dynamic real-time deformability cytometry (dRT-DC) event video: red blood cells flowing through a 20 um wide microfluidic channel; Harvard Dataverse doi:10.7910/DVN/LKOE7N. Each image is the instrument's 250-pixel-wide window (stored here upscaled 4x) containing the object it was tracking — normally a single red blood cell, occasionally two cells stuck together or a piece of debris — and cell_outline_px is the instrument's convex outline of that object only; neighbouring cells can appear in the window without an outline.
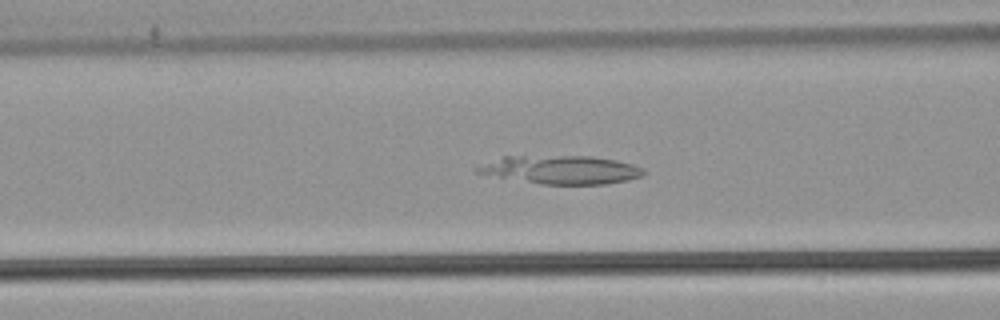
{"species": "common noctule bat (a hibernating species)", "species_latin": "Nyctalus noctula", "temperature_condition": "warm", "stored_images_in_passage": 54, "camera_frame_rate_fps": 3000, "um_per_image_px": 0.085, "animal": {"sex": "male", "body_mass_g": 21.5, "forearm_length_mm": 52.0}, "frame": {"image": 1, "passage_image": 23, "time_ms": 7.333, "image_size_px": [1000, 320], "cell_outline_px": [[644, 176], [628, 180], [608, 184], [540, 184], [476, 172], [472, 168], [504, 156], [588, 156], [616, 160], [632, 164], [644, 168]], "centroid_in_image_um": [47.74, 14.43], "position_along_channel_um": 118.9, "area_um2": 27.28}}
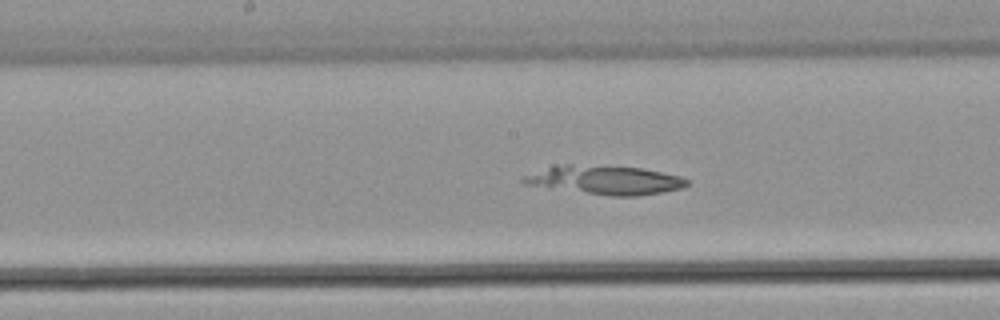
{"frame": {"image": 2, "passage_image": 29, "time_ms": 9.333, "image_size_px": [1000, 320], "cell_outline_px": [[688, 184], [684, 188], [636, 196], [612, 196], [548, 188], [524, 184], [520, 180], [520, 176], [556, 164], [572, 164], [640, 168], [680, 176], [688, 180]], "centroid_in_image_um": [51.34, 15.3], "position_along_channel_um": 196.9, "area_um2": 27.51}}
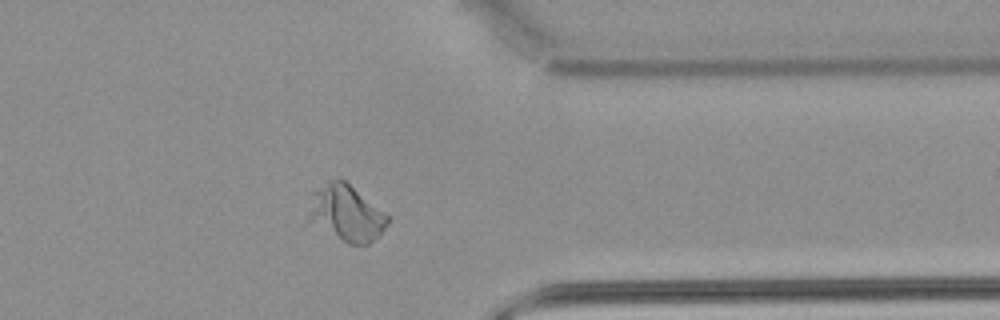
{"frame": {"image": 3, "passage_image": 44, "time_ms": 14.333, "image_size_px": [1000, 320], "cell_outline_px": [[388, 224], [380, 236], [368, 244], [348, 244], [304, 224], [304, 220], [312, 192], [328, 180], [344, 180], [388, 216]], "centroid_in_image_um": [29.3, 18.18], "position_along_channel_um": 382.1, "area_um2": 26.59}}